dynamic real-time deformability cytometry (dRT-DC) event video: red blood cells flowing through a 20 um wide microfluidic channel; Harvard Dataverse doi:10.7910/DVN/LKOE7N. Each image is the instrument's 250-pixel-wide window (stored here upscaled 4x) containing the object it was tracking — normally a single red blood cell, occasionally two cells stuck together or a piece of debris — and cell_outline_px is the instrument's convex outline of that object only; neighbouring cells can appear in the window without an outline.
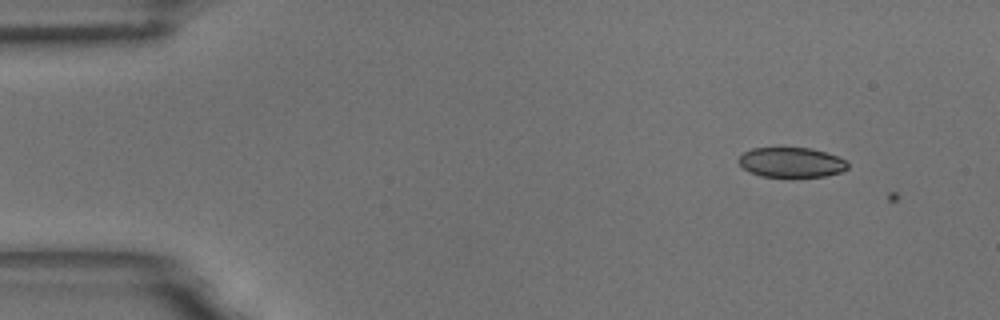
{"species": "common noctule bat (a hibernating species)", "species_latin": "Nyctalus noctula", "temperature_condition": "room temperature", "stored_images_in_passage": 2, "camera_frame_rate_fps": 3000, "um_per_image_px": 0.085, "animal": {"sex": "male", "body_mass_g": 18.8}, "frame": {"image": 1, "passage_image": 1, "time_ms": 0.0, "image_size_px": [1000, 320], "cell_outline_px": [[848, 168], [840, 172], [824, 176], [760, 176], [748, 172], [736, 160], [744, 152], [752, 148], [808, 148], [824, 152], [848, 160]], "centroid_in_image_um": [67.24, 13.8], "position_along_channel_um": 17.8, "area_um2": 18.84}}